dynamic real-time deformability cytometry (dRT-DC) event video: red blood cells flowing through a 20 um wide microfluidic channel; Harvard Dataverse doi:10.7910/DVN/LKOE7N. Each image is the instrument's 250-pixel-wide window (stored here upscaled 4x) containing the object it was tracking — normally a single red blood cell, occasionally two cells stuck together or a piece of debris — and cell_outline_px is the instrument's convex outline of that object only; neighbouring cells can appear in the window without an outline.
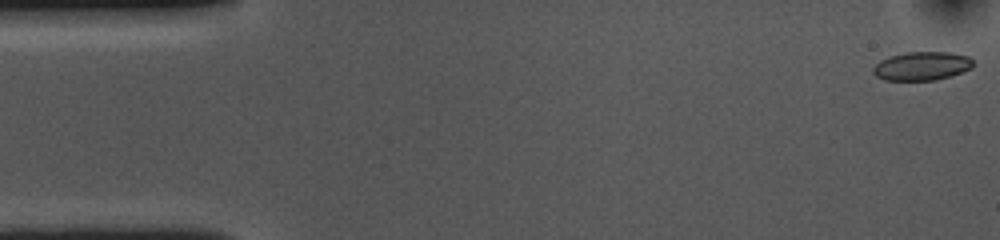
{"species": "common noctule bat (a hibernating species)", "species_latin": "Nyctalus noctula", "temperature_condition": "cold", "stored_images_in_passage": 54, "camera_frame_rate_fps": 3000, "um_per_image_px": 0.085, "animal": {"sex": "female", "body_mass_g": 10.0, "forearm_length_mm": 53.1}, "frame": {"image": 1, "passage_image": 1, "time_ms": 0.0, "image_size_px": [1000, 240], "cell_outline_px": [[972, 68], [936, 80], [884, 80], [876, 76], [872, 72], [872, 68], [880, 60], [888, 56], [908, 52], [952, 52], [968, 56], [972, 60]], "centroid_in_image_um": [78.32, 5.6], "position_along_channel_um": 6.7, "area_um2": 16.65}}
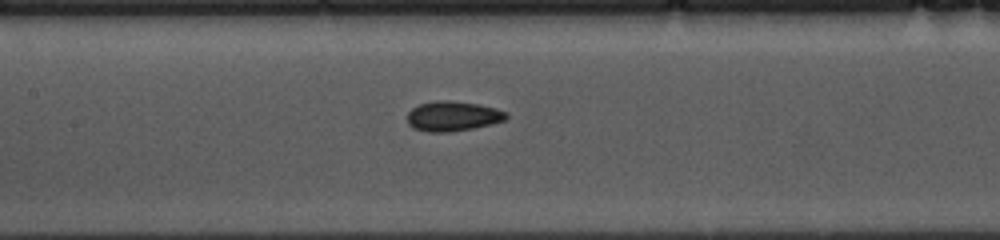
{"frame": {"image": 2, "passage_image": 24, "time_ms": 7.667, "image_size_px": [1000, 240], "cell_outline_px": [[508, 116], [504, 120], [492, 124], [472, 128], [448, 132], [428, 132], [412, 128], [408, 124], [408, 112], [412, 108], [420, 104], [436, 100], [448, 100], [480, 104], [496, 108], [508, 112]], "centroid_in_image_um": [38.49, 9.87], "position_along_channel_um": 168.9, "area_um2": 17.34}}
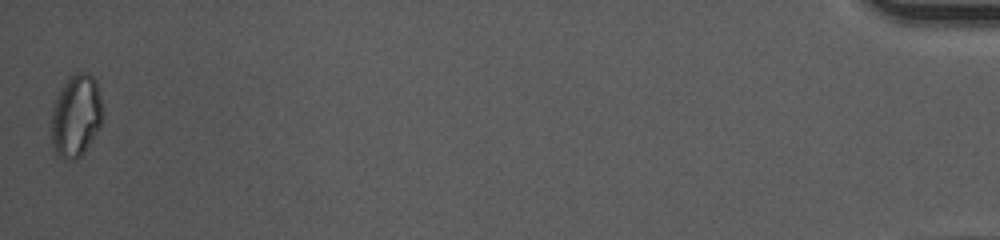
{"frame": {"image": 3, "passage_image": 54, "time_ms": 17.667, "image_size_px": [1000, 240], "cell_outline_px": [[104, 116], [100, 128], [80, 156], [76, 160], [64, 160], [56, 152], [52, 144], [52, 108], [68, 76], [76, 72], [88, 72], [96, 80], [104, 108]], "centroid_in_image_um": [6.5, 9.82], "position_along_channel_um": 428.7, "area_um2": 24.8}, "authors_computed_cell_mechanics": {"area_um2": 16.9932, "velocity_mm_per_s": 3.6025, "shape_relaxation_time_tau1_ms": 5.1089, "shape_relaxation_time_tau2_ms": 3.1985, "deformation_change_tau1": 0.1021, "deformation_change_tau2": 0.0659}}